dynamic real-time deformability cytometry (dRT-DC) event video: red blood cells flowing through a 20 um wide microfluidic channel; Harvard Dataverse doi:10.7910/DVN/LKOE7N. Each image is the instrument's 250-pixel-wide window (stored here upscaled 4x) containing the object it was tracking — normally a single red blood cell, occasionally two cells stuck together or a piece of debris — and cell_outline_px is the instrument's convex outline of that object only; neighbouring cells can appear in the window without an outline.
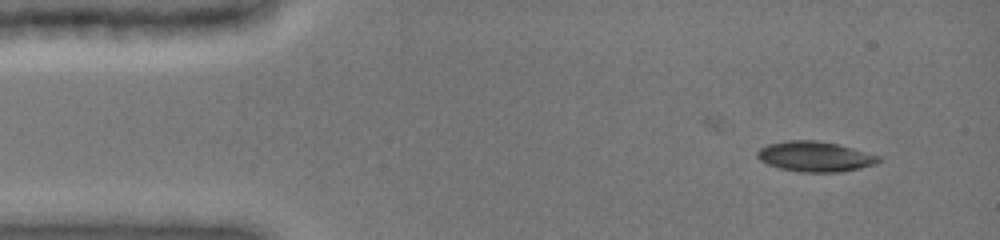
{"species": "common noctule bat (a hibernating species)", "species_latin": "Nyctalus noctula", "temperature_condition": "cold", "stored_images_in_passage": 10, "camera_frame_rate_fps": 3000, "um_per_image_px": 0.085, "animal": {"sex": "female", "body_mass_g": 19.0, "forearm_length_mm": 51.5}, "frame": {"image": 1, "passage_image": 1, "time_ms": 0.0, "image_size_px": [1000, 240], "cell_outline_px": [[880, 160], [876, 164], [860, 168], [840, 172], [800, 172], [780, 168], [768, 164], [760, 160], [756, 156], [756, 152], [760, 148], [768, 144], [788, 140], [816, 140], [836, 144], [852, 148], [880, 156]], "centroid_in_image_um": [69.26, 13.31], "position_along_channel_um": 15.7, "area_um2": 21.27}}
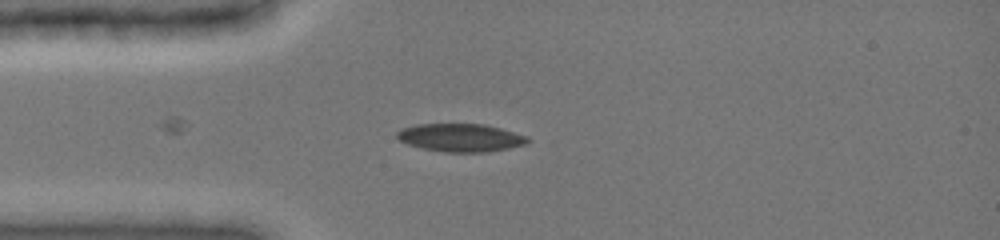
{"frame": {"image": 2, "passage_image": 6, "time_ms": 2.667, "image_size_px": [1000, 240], "cell_outline_px": [[532, 140], [528, 144], [488, 152], [444, 152], [424, 148], [408, 144], [400, 140], [396, 136], [396, 132], [400, 128], [416, 124], [484, 124], [500, 128], [528, 136]], "centroid_in_image_um": [39.18, 11.7], "position_along_channel_um": 45.8, "area_um2": 21.44}}
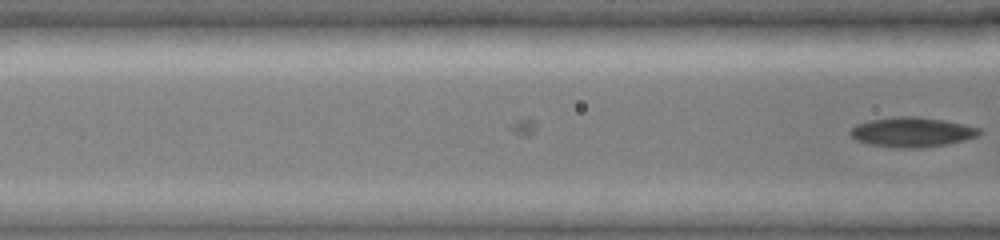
{"frame": {"image": 3, "passage_image": 10, "time_ms": 4.0, "image_size_px": [1000, 240], "cell_outline_px": [[980, 132], [976, 136], [964, 140], [948, 144], [920, 148], [896, 148], [872, 144], [856, 140], [848, 132], [856, 124], [868, 120], [892, 116], [920, 116], [944, 120], [964, 124], [980, 128]], "centroid_in_image_um": [77.5, 11.22], "position_along_channel_um": 89.1, "area_um2": 22.48}}